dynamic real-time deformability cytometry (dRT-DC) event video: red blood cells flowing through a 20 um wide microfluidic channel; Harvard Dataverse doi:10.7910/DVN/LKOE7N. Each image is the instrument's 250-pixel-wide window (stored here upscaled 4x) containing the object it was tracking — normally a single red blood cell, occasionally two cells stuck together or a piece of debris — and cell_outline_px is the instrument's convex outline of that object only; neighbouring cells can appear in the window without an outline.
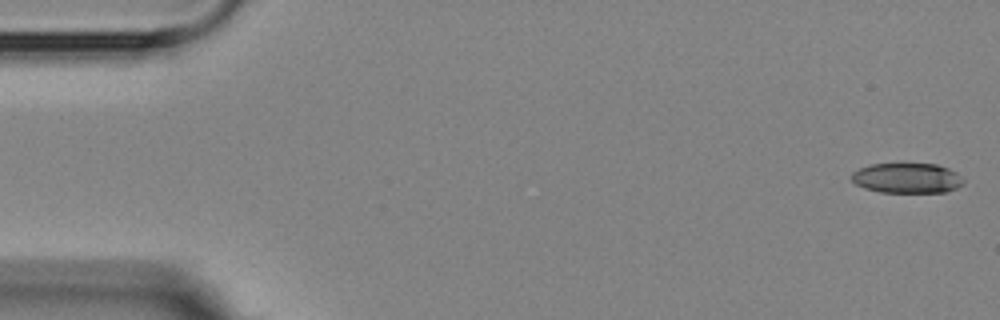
{"species": "Egyptian fruit bat (a non-hibernating species)", "species_latin": "Rousettus aegyptiacus", "temperature_condition": "room temperature", "stored_images_in_passage": 5, "camera_frame_rate_fps": 3000, "um_per_image_px": 0.085, "animal": {"sex": "female"}, "frame": {"image": 1, "passage_image": 1, "time_ms": 0.0, "image_size_px": [1000, 320], "cell_outline_px": [[964, 184], [956, 188], [944, 192], [880, 192], [864, 188], [856, 184], [852, 180], [852, 172], [860, 168], [872, 164], [936, 164], [948, 168], [956, 172], [964, 180]], "centroid_in_image_um": [77.11, 15.14], "position_along_channel_um": 7.9, "area_um2": 19.54}}
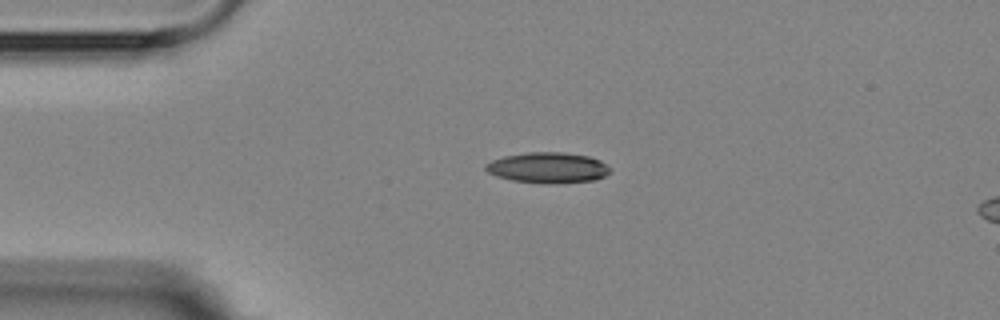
{"frame": {"image": 2, "passage_image": 4, "time_ms": 3.667, "image_size_px": [1000, 320], "cell_outline_px": [[612, 168], [604, 176], [596, 180], [548, 184], [512, 180], [496, 176], [488, 172], [484, 168], [484, 164], [492, 160], [504, 156], [528, 152], [564, 152], [588, 156], [600, 160]], "centroid_in_image_um": [46.57, 14.25], "position_along_channel_um": 38.4, "area_um2": 22.31}}